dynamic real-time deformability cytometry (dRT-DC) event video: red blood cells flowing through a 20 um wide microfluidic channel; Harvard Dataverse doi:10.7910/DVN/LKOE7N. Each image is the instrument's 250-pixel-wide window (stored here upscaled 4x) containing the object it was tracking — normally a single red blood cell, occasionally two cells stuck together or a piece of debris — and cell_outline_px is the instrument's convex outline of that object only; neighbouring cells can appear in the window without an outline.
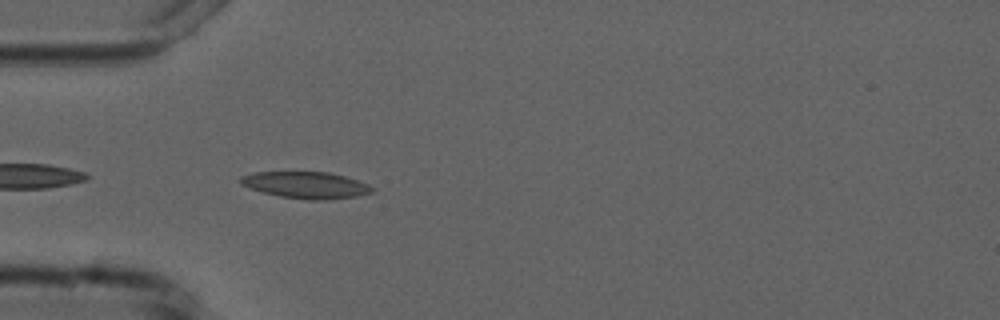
{"species": "common noctule bat (a hibernating species)", "species_latin": "Nyctalus noctula", "temperature_condition": "cold", "stored_images_in_passage": 5, "camera_frame_rate_fps": 3000, "um_per_image_px": 0.085, "animal": {"sex": "male", "forearm_length_mm": 52.5}, "frame": {"image": 1, "passage_image": 5, "time_ms": 4.667, "image_size_px": [1000, 320], "cell_outline_px": [[376, 188], [372, 192], [356, 196], [324, 200], [308, 200], [280, 196], [264, 192], [240, 184], [236, 180], [240, 176], [256, 172], [328, 172], [344, 176], [368, 184]], "centroid_in_image_um": [25.99, 15.72], "position_along_channel_um": 59.0, "area_um2": 20.35}}